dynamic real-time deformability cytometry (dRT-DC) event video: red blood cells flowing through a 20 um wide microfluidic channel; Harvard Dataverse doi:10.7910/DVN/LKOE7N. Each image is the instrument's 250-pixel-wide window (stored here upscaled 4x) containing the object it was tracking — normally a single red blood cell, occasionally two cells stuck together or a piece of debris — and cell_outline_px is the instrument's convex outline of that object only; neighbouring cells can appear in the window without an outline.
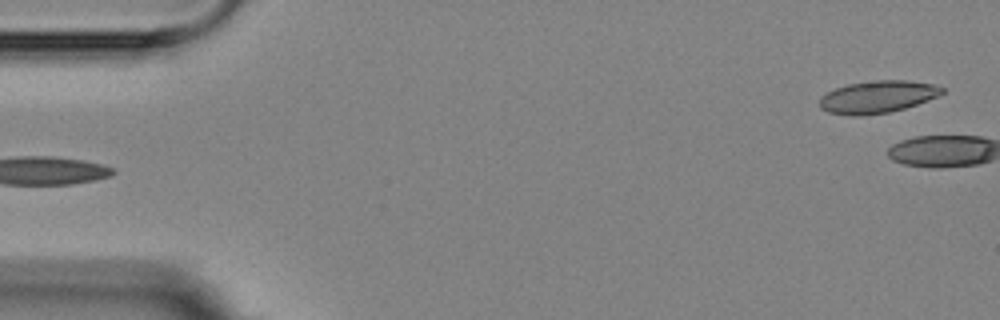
{"species": "Egyptian fruit bat (a non-hibernating species)", "species_latin": "Rousettus aegyptiacus", "temperature_condition": "room temperature", "stored_images_in_passage": 4, "segment_of_instrument_passage": [2, 2], "camera_frame_rate_fps": 3000, "um_per_image_px": 0.085, "animal": {"sex": "female"}, "frame": {"image": 1, "passage_image": 4, "time_ms": 4.333, "image_size_px": [1000, 320], "cell_outline_px": [[944, 92], [928, 100], [904, 108], [888, 112], [860, 116], [852, 116], [828, 112], [820, 108], [820, 96], [836, 88], [848, 84], [876, 80], [908, 80], [932, 84], [944, 88]], "centroid_in_image_um": [74.56, 8.23], "position_along_channel_um": 10.4, "area_um2": 22.89}}